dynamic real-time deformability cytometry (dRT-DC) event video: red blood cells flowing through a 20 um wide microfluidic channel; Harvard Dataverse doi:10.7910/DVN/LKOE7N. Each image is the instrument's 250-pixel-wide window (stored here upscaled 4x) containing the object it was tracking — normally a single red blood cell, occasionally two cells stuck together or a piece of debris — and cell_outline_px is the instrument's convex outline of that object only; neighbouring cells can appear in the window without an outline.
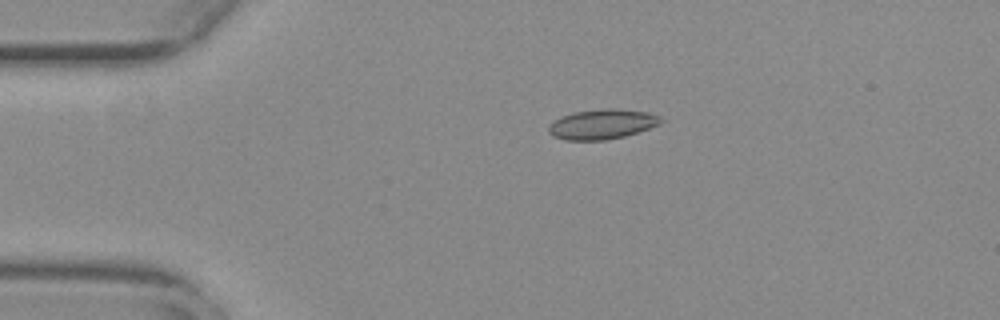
{"species": "common noctule bat (a hibernating species)", "species_latin": "Nyctalus noctula", "temperature_condition": "warm", "stored_images_in_passage": 38, "camera_frame_rate_fps": 3000, "um_per_image_px": 0.085, "animal": {"sex": "female", "body_mass_g": 29.2, "forearm_length_mm": 56.3}, "frame": {"image": 1, "passage_image": 1, "time_ms": 0.0, "image_size_px": [1000, 320], "cell_outline_px": [[664, 120], [660, 124], [624, 136], [604, 140], [564, 140], [552, 136], [548, 132], [548, 128], [560, 116], [572, 112], [604, 108], [616, 108], [648, 112], [660, 116]], "centroid_in_image_um": [51.18, 10.54], "position_along_channel_um": 33.8, "area_um2": 19.59}}
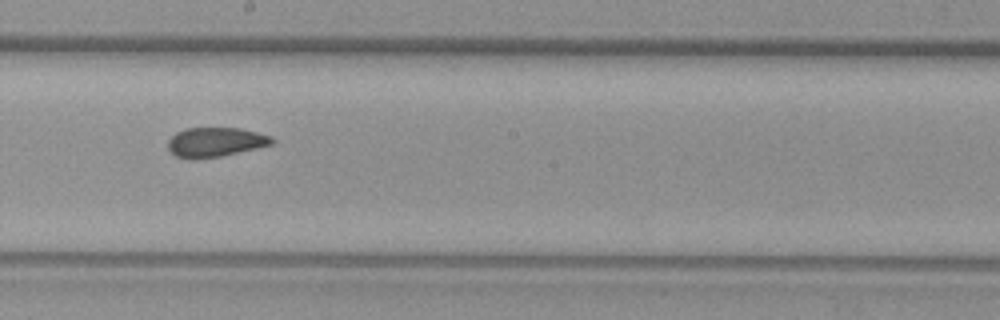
{"frame": {"image": 2, "passage_image": 20, "time_ms": 6.333, "image_size_px": [1000, 320], "cell_outline_px": [[276, 140], [272, 144], [256, 148], [220, 156], [192, 160], [176, 156], [168, 148], [168, 140], [176, 132], [184, 128], [240, 128], [272, 136]], "centroid_in_image_um": [18.3, 12.08], "position_along_channel_um": 229.9, "area_um2": 17.86}}
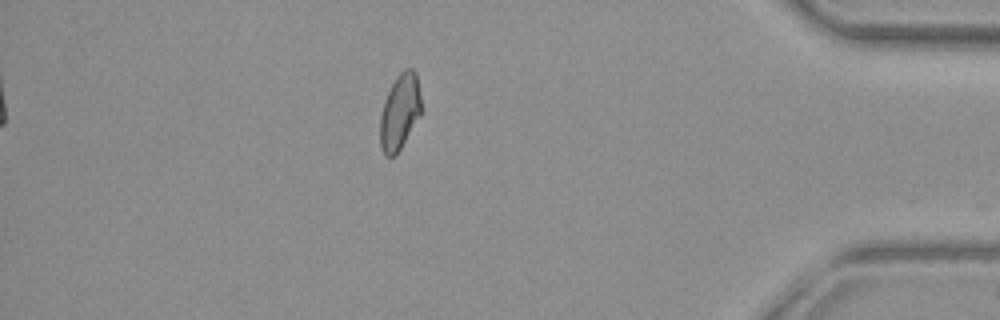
{"frame": {"image": 3, "passage_image": 37, "time_ms": 12.0, "image_size_px": [1000, 320], "cell_outline_px": [[420, 116], [396, 156], [384, 156], [380, 148], [380, 116], [384, 100], [396, 76], [404, 68], [412, 68], [416, 72], [420, 96]], "centroid_in_image_um": [33.96, 9.53], "position_along_channel_um": 401.2, "area_um2": 18.21}}